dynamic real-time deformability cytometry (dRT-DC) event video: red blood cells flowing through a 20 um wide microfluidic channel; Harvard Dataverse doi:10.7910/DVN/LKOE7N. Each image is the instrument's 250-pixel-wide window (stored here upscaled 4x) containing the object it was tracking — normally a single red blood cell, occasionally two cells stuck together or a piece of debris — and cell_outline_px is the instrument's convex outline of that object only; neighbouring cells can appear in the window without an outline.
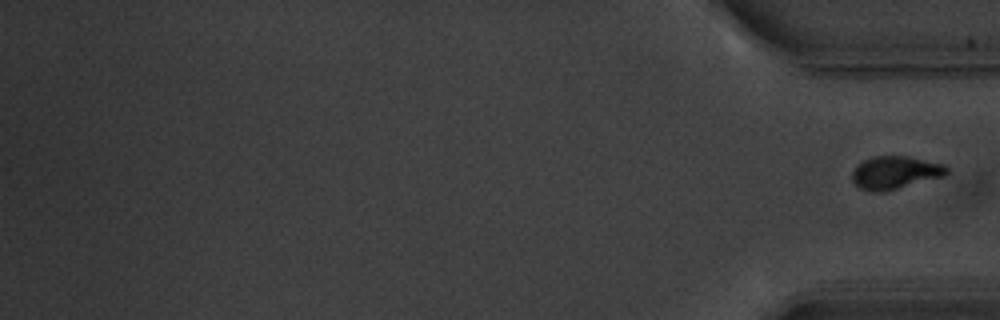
{"species": "common noctule bat (a hibernating species)", "species_latin": "Nyctalus noctula", "temperature_condition": "warm", "stored_images_in_passage": 16, "segment_of_instrument_passage": [2, 2], "camera_frame_rate_fps": 3000, "um_per_image_px": 0.085, "animal": {"sex": "male", "body_mass_g": 20.1, "forearm_length_mm": 53.5}, "frame": {"image": 1, "passage_image": 16, "time_ms": 19.333, "image_size_px": [1000, 320], "cell_outline_px": [[948, 176], [880, 192], [872, 192], [860, 188], [852, 180], [852, 172], [864, 160], [876, 156], [908, 156], [944, 164], [948, 168]], "centroid_in_image_um": [76.14, 14.67], "position_along_channel_um": 359.1, "area_um2": 18.03}}